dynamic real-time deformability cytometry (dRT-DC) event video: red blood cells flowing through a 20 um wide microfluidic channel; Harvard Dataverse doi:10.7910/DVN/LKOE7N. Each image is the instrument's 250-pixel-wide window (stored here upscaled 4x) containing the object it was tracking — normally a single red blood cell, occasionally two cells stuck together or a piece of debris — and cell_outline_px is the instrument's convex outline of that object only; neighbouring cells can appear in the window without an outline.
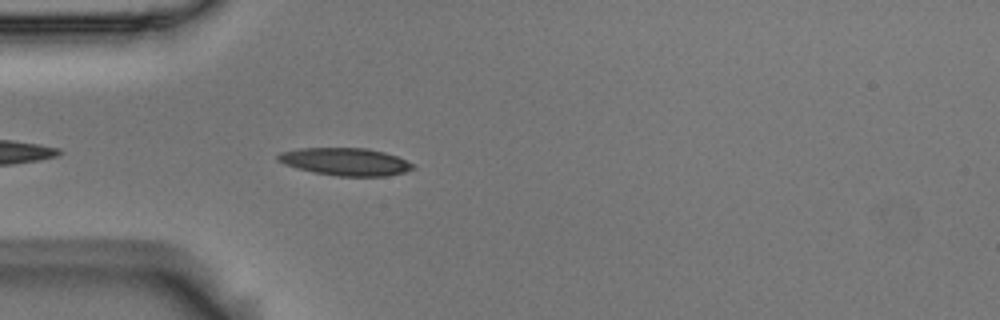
{"species": "Egyptian fruit bat (a non-hibernating species)", "species_latin": "Rousettus aegyptiacus", "temperature_condition": "room temperature", "stored_images_in_passage": 4, "camera_frame_rate_fps": 3000, "um_per_image_px": 0.085, "animal": {"sex": "male"}, "frame": {"image": 1, "passage_image": 4, "time_ms": 1.0, "image_size_px": [1000, 320], "cell_outline_px": [[416, 168], [404, 172], [388, 176], [336, 176], [312, 172], [296, 168], [284, 164], [276, 160], [276, 156], [280, 152], [300, 148], [364, 148], [384, 152], [396, 156], [416, 164]], "centroid_in_image_um": [29.36, 13.75], "position_along_channel_um": 55.6, "area_um2": 21.85}}